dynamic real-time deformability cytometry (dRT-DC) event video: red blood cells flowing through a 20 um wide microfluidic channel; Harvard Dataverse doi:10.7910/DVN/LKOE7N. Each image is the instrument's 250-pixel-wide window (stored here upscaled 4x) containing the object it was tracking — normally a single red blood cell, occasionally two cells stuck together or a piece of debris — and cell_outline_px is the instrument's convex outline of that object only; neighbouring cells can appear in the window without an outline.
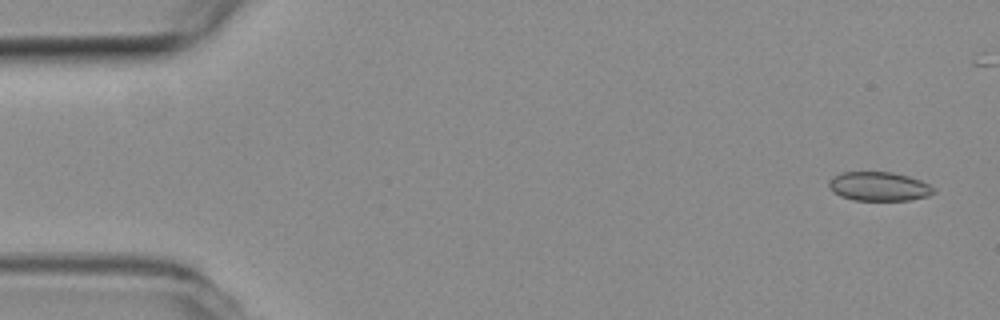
{"species": "common noctule bat (a hibernating species)", "species_latin": "Nyctalus noctula", "temperature_condition": "room temperature", "stored_images_in_passage": 4, "camera_frame_rate_fps": 3000, "um_per_image_px": 0.085, "animal": {"sex": "female", "body_mass_g": 19.3, "forearm_length_mm": 54.1}, "frame": {"image": 1, "passage_image": 1, "time_ms": 0.0, "image_size_px": [1000, 320], "cell_outline_px": [[936, 192], [928, 196], [908, 200], [852, 200], [840, 196], [832, 192], [828, 188], [828, 180], [832, 176], [840, 172], [892, 172], [908, 176], [920, 180], [936, 188]], "centroid_in_image_um": [74.67, 15.84], "position_along_channel_um": 10.3, "area_um2": 17.98}}
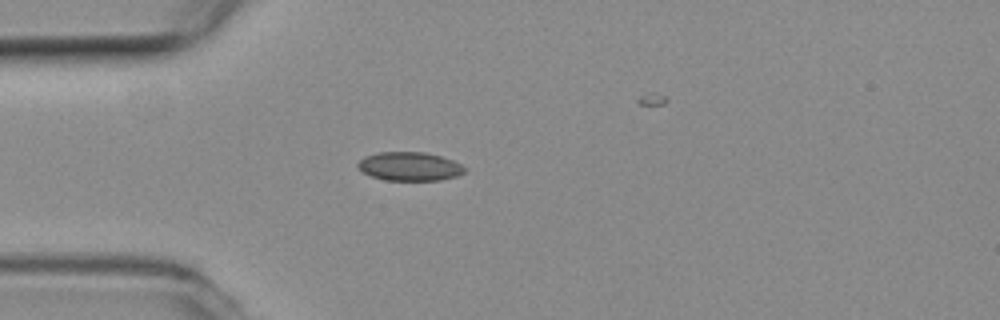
{"frame": {"image": 2, "passage_image": 4, "time_ms": 1.0, "image_size_px": [1000, 320], "cell_outline_px": [[468, 168], [464, 172], [456, 176], [440, 180], [384, 180], [372, 176], [364, 172], [356, 164], [364, 156], [380, 152], [424, 152], [440, 156], [452, 160]], "centroid_in_image_um": [34.83, 14.14], "position_along_channel_um": 50.2, "area_um2": 17.74}}